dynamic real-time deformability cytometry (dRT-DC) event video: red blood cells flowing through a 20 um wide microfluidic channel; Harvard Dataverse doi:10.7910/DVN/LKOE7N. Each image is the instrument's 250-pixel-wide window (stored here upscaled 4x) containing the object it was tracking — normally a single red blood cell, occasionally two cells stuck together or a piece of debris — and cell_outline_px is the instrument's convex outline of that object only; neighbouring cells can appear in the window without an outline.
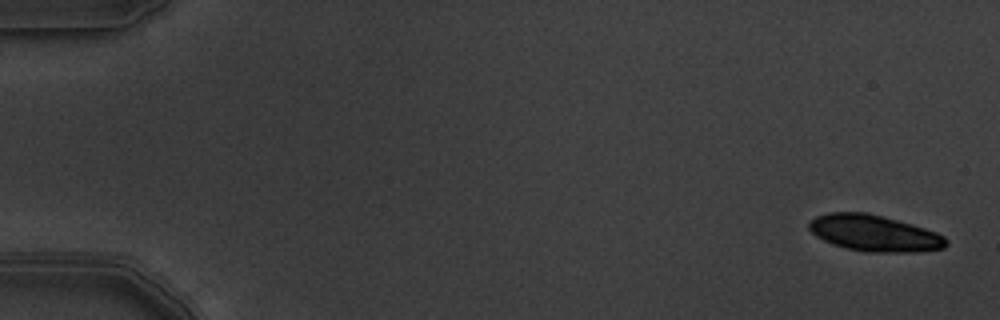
{"species": "common noctule bat (a hibernating species)", "species_latin": "Nyctalus noctula", "temperature_condition": "warm", "stored_images_in_passage": 6, "camera_frame_rate_fps": 3000, "um_per_image_px": 0.085, "animal": {"sex": "male", "body_mass_g": 19.5, "forearm_length_mm": 54.6}, "frame": {"image": 1, "passage_image": 1, "time_ms": 0.0, "image_size_px": [1000, 320], "cell_outline_px": [[948, 244], [944, 248], [916, 252], [864, 252], [844, 248], [832, 244], [816, 236], [808, 228], [808, 224], [816, 216], [828, 212], [864, 212], [912, 224], [936, 232], [944, 236], [948, 240]], "centroid_in_image_um": [74.31, 19.83], "position_along_channel_um": 10.7, "area_um2": 29.02}}